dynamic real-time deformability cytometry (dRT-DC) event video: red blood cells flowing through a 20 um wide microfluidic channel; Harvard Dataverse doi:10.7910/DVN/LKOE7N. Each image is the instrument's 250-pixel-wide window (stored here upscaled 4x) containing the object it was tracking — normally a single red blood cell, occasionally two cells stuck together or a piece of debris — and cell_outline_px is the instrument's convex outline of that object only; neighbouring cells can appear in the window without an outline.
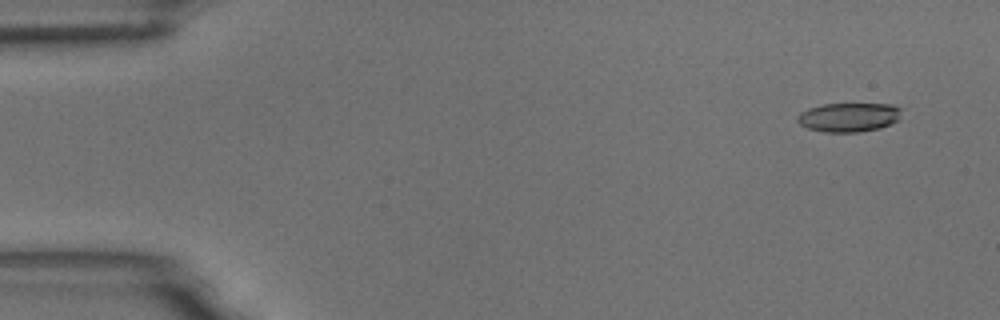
{"species": "common noctule bat (a hibernating species)", "species_latin": "Nyctalus noctula", "temperature_condition": "room temperature", "stored_images_in_passage": 6, "camera_frame_rate_fps": 3000, "um_per_image_px": 0.085, "animal": {"sex": "male", "body_mass_g": 18.8}, "frame": {"image": 1, "passage_image": 2, "time_ms": 1.0, "image_size_px": [1000, 320], "cell_outline_px": [[904, 108], [900, 120], [880, 128], [856, 132], [824, 132], [808, 128], [800, 124], [796, 120], [796, 116], [800, 112], [808, 108], [824, 104], [892, 104]], "centroid_in_image_um": [72.19, 9.96], "position_along_channel_um": 12.8, "area_um2": 17.92}}
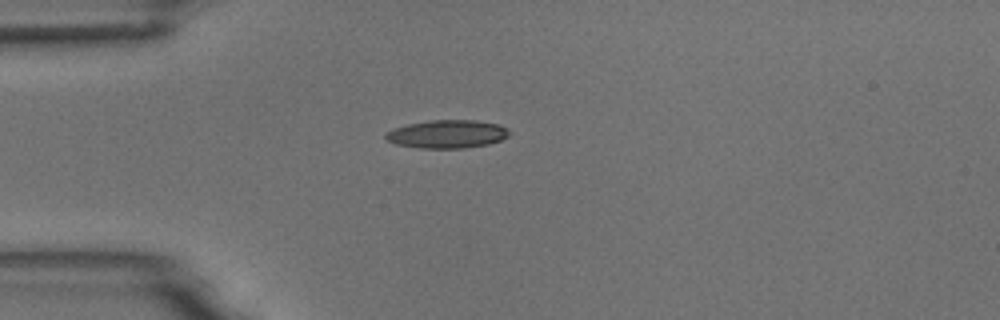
{"frame": {"image": 2, "passage_image": 5, "time_ms": 4.667, "image_size_px": [1000, 320], "cell_outline_px": [[512, 132], [508, 136], [500, 140], [488, 144], [464, 148], [420, 148], [396, 144], [388, 140], [384, 136], [392, 128], [408, 124], [432, 120], [476, 120], [500, 124], [508, 128]], "centroid_in_image_um": [38.05, 11.39], "position_along_channel_um": 46.9, "area_um2": 20.35}}